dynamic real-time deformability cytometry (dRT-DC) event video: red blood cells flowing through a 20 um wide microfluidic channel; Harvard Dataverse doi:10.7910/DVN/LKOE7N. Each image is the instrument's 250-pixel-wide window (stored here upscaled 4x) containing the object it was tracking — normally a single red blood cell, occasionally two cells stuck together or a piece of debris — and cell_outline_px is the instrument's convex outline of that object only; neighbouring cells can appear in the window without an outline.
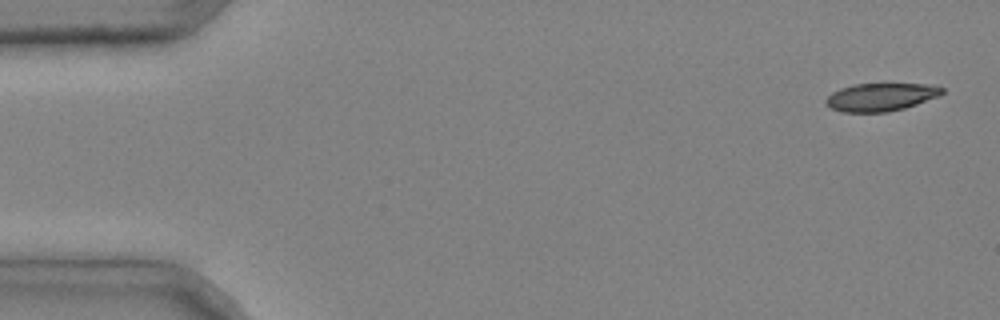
{"species": "common noctule bat (a hibernating species)", "species_latin": "Nyctalus noctula", "temperature_condition": "cold", "stored_images_in_passage": 3, "camera_frame_rate_fps": 3000, "um_per_image_px": 0.085, "animal": {"sex": "male", "body_mass_g": 20.4}, "frame": {"image": 1, "passage_image": 1, "time_ms": 0.0, "image_size_px": [1000, 320], "cell_outline_px": [[944, 92], [940, 96], [904, 108], [888, 112], [844, 112], [832, 108], [824, 104], [824, 100], [832, 92], [840, 88], [852, 84], [932, 84], [944, 88]], "centroid_in_image_um": [74.87, 8.24], "position_along_channel_um": 10.1, "area_um2": 19.02}}